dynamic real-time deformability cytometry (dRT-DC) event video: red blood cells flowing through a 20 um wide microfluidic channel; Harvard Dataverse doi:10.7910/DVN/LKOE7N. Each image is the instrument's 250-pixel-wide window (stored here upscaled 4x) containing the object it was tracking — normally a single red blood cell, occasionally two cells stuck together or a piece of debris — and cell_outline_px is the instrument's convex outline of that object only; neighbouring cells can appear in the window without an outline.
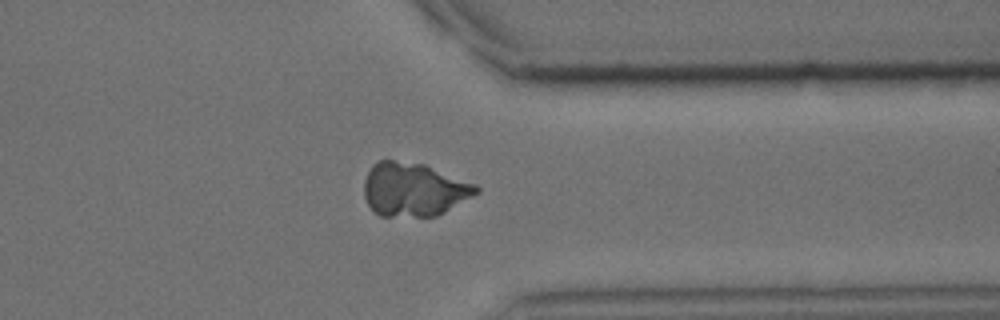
{"species": "common noctule bat (a hibernating species)", "species_latin": "Nyctalus noctula", "temperature_condition": "cold", "stored_images_in_passage": 34, "camera_frame_rate_fps": 3000, "um_per_image_px": 0.085, "animal": {"sex": "male", "body_mass_g": 15.6}, "frame": {"image": 1, "passage_image": 24, "time_ms": 7.667, "image_size_px": [1000, 320], "cell_outline_px": [[480, 192], [444, 212], [436, 216], [380, 216], [372, 212], [364, 196], [364, 180], [372, 164], [376, 160], [392, 160], [424, 164], [476, 184], [480, 188]], "centroid_in_image_um": [35.15, 16.1], "position_along_channel_um": 376.2, "area_um2": 35.14}}
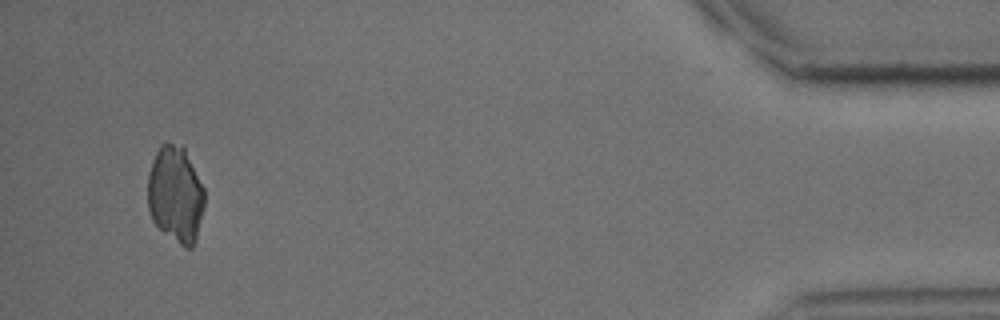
{"frame": {"image": 2, "passage_image": 32, "time_ms": 10.333, "image_size_px": [1000, 320], "cell_outline_px": [[204, 208], [196, 240], [192, 248], [184, 248], [164, 232], [152, 220], [148, 208], [148, 172], [152, 160], [160, 144], [184, 144], [204, 188]], "centroid_in_image_um": [14.93, 16.51], "position_along_channel_um": 420.3, "area_um2": 32.25}}